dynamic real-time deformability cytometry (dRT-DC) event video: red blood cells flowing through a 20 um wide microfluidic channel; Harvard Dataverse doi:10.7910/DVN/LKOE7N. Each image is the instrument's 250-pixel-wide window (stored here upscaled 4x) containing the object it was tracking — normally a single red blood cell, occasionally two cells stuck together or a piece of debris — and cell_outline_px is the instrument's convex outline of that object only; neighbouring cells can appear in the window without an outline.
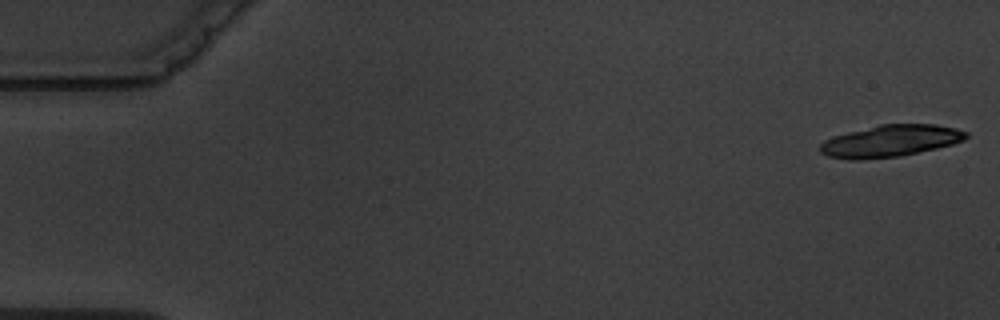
{"species": "common noctule bat (a hibernating species)", "species_latin": "Nyctalus noctula", "temperature_condition": "warm", "stored_images_in_passage": 5, "segment_of_instrument_passage": [1, 2], "camera_frame_rate_fps": 3000, "um_per_image_px": 0.085, "animal": {"sex": "male", "body_mass_g": 19.5, "forearm_length_mm": 54.6}, "frame": {"image": 1, "passage_image": 1, "time_ms": 0.0, "image_size_px": [1000, 320], "cell_outline_px": [[968, 136], [964, 140], [952, 144], [936, 148], [900, 156], [864, 160], [848, 160], [828, 156], [820, 152], [820, 144], [824, 140], [832, 136], [880, 124], [936, 124], [956, 128], [968, 132]], "centroid_in_image_um": [75.67, 11.98], "position_along_channel_um": 9.3, "area_um2": 27.22}}